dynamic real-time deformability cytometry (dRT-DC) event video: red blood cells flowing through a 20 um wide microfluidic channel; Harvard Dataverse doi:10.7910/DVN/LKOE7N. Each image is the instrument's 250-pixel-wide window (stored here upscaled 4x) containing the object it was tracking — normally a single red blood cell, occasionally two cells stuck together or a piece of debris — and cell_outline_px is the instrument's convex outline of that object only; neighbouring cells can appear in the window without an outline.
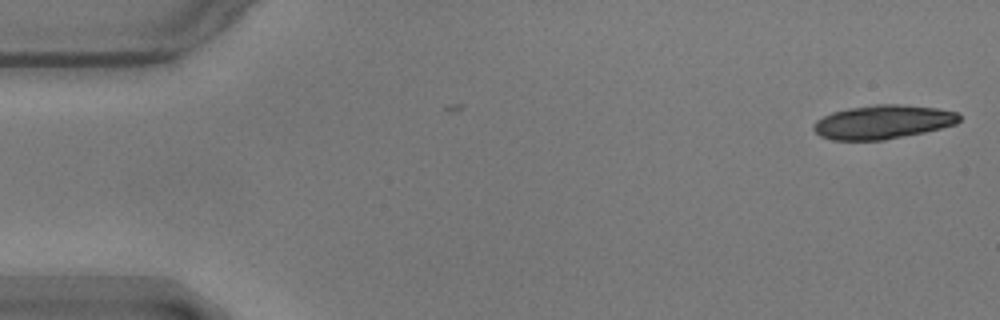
{"species": "common noctule bat (a hibernating species)", "species_latin": "Nyctalus noctula", "temperature_condition": "warm", "stored_images_in_passage": 4, "camera_frame_rate_fps": 3000, "um_per_image_px": 0.085, "animal": {"sex": "male", "body_mass_g": 17.9}, "frame": {"image": 1, "passage_image": 1, "time_ms": 0.0, "image_size_px": [1000, 320], "cell_outline_px": [[960, 120], [956, 124], [924, 132], [884, 140], [832, 140], [820, 136], [812, 128], [812, 124], [816, 120], [832, 112], [848, 108], [876, 104], [900, 104], [936, 108], [960, 112]], "centroid_in_image_um": [75.03, 10.36], "position_along_channel_um": 10.0, "area_um2": 28.84}}